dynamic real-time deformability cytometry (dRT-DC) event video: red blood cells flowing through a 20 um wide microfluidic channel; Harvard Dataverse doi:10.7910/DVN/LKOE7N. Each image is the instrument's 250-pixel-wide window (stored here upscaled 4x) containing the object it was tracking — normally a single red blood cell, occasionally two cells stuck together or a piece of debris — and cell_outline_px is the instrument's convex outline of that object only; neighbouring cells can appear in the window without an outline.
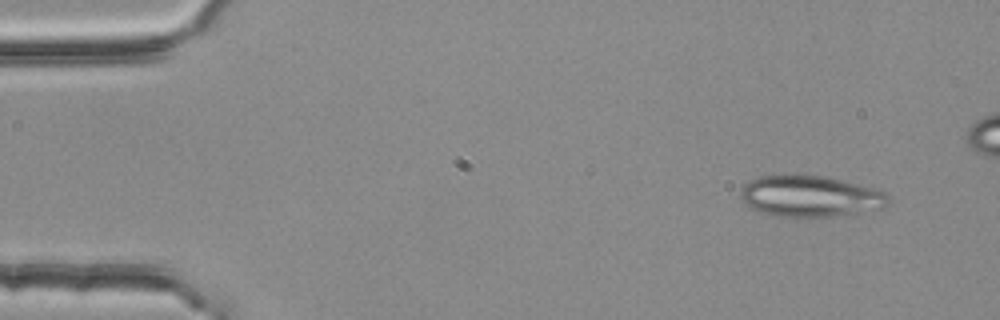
{"species": "common noctule bat (a hibernating species)", "species_latin": "Nyctalus noctula", "temperature_condition": "room temperature", "stored_images_in_passage": 12, "camera_frame_rate_fps": 3000, "um_per_image_px": 0.085, "animal": {"sex": "female", "body_mass_g": 25.1}, "frame": {"image": 1, "passage_image": 1, "time_ms": 0.0, "image_size_px": [1000, 320], "cell_outline_px": [[892, 200], [884, 208], [832, 216], [780, 216], [760, 212], [748, 208], [740, 200], [740, 188], [748, 180], [760, 176], [824, 176], [876, 188], [884, 192]], "centroid_in_image_um": [68.84, 16.68], "position_along_channel_um": 16.2, "area_um2": 35.37}}